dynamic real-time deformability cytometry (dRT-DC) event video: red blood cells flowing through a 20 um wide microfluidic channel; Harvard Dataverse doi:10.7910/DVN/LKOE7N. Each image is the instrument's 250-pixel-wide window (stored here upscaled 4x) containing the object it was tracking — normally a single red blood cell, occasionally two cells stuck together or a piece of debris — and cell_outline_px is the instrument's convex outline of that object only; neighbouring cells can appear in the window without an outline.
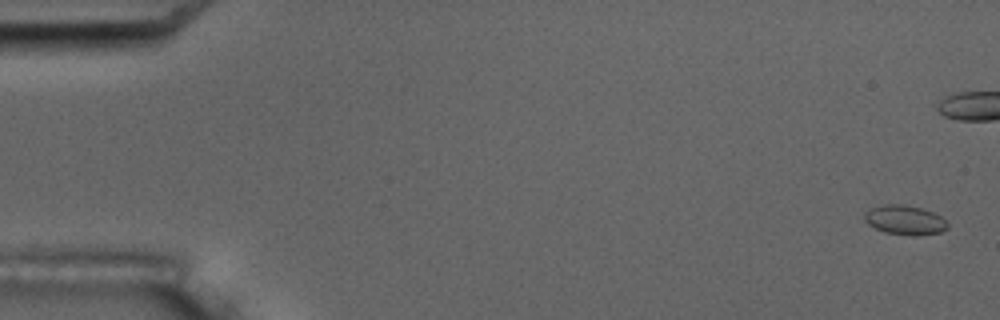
{"species": "common noctule bat (a hibernating species)", "species_latin": "Nyctalus noctula", "temperature_condition": "room temperature", "stored_images_in_passage": 9, "camera_frame_rate_fps": 3000, "um_per_image_px": 0.085, "animal": {"sex": "male", "body_mass_g": 17.5, "forearm_length_mm": 52.3}, "frame": {"image": 1, "passage_image": 1, "time_ms": 0.0, "image_size_px": [1000, 320], "cell_outline_px": [[948, 228], [940, 232], [916, 236], [912, 236], [884, 232], [868, 224], [864, 220], [864, 212], [868, 208], [884, 204], [904, 204], [920, 208], [932, 212], [940, 216], [948, 224]], "centroid_in_image_um": [76.87, 18.7], "position_along_channel_um": 8.1, "area_um2": 14.33}}